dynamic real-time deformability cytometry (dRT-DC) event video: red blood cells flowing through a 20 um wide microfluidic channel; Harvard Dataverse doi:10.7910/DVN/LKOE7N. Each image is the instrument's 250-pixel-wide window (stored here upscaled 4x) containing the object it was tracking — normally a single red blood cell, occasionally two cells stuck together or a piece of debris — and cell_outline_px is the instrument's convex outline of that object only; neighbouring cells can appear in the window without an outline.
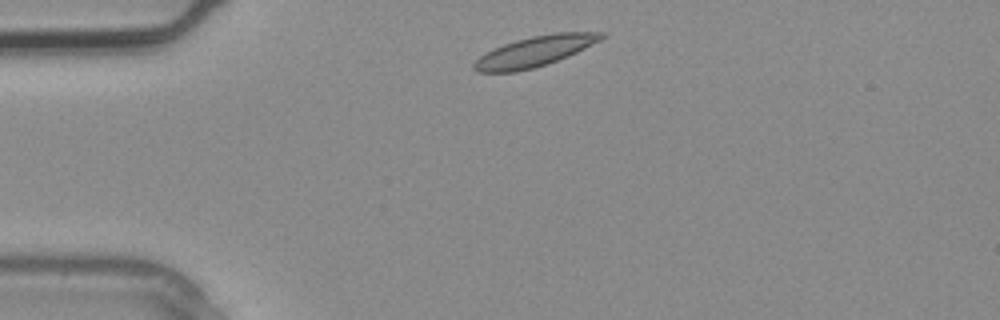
{"species": "common noctule bat (a hibernating species)", "species_latin": "Nyctalus noctula", "temperature_condition": "warm", "stored_images_in_passage": 3, "segment_of_instrument_passage": [2, 2], "camera_frame_rate_fps": 3000, "um_per_image_px": 0.085, "animal": {"sex": "male", "body_mass_g": 20.4}, "frame": {"image": 1, "passage_image": 3, "time_ms": 0.667, "image_size_px": [1000, 320], "cell_outline_px": [[604, 36], [600, 40], [568, 56], [548, 64], [516, 72], [476, 72], [472, 68], [472, 64], [480, 56], [504, 44], [516, 40], [532, 36], [556, 32], [604, 32]], "centroid_in_image_um": [45.43, 4.37], "position_along_channel_um": 39.6, "area_um2": 22.25}}